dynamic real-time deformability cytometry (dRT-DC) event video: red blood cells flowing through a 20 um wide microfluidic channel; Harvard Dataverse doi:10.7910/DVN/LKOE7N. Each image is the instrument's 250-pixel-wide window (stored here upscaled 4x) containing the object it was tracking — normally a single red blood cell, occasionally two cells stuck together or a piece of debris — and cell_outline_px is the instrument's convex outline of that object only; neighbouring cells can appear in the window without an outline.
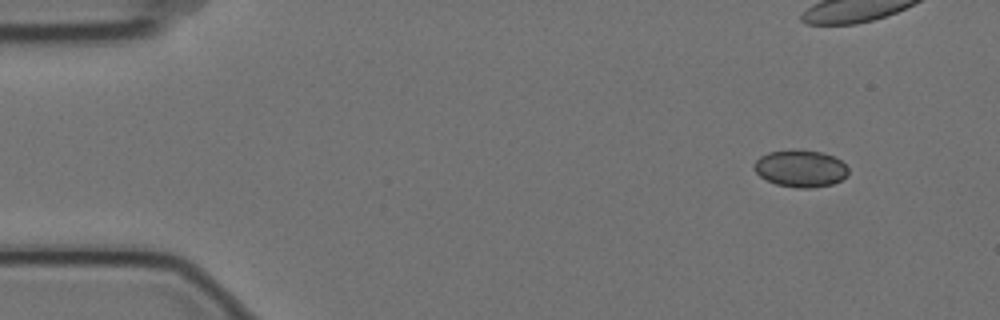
{"species": "Egyptian fruit bat (a non-hibernating species)", "species_latin": "Rousettus aegyptiacus", "temperature_condition": "cold", "stored_images_in_passage": 4, "camera_frame_rate_fps": 3000, "um_per_image_px": 0.085, "animal": {"sex": "female"}, "frame": {"image": 1, "passage_image": 1, "time_ms": 0.0, "image_size_px": [1000, 320], "cell_outline_px": [[848, 176], [832, 184], [812, 188], [796, 188], [776, 184], [760, 176], [756, 172], [752, 164], [760, 156], [768, 152], [792, 148], [820, 152], [832, 156], [840, 160], [848, 168]], "centroid_in_image_um": [68.02, 14.31], "position_along_channel_um": 17.0, "area_um2": 20.52}}